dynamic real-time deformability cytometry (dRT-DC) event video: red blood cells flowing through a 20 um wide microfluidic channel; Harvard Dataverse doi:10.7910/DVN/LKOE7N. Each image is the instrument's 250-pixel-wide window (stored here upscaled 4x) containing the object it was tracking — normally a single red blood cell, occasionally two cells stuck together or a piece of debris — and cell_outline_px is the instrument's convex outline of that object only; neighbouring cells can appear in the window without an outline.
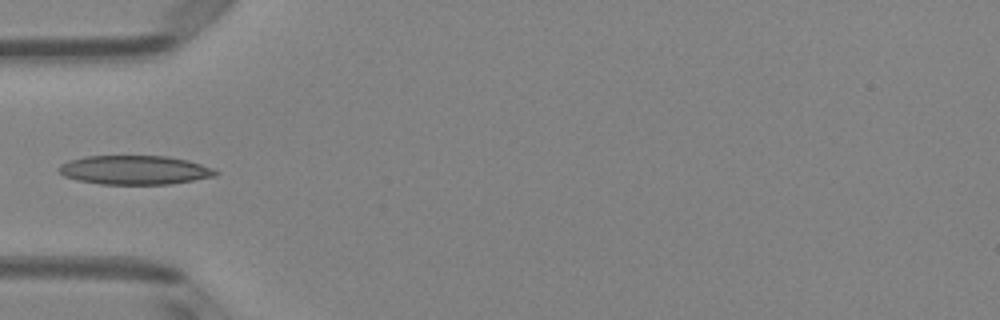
{"species": "Egyptian fruit bat (a non-hibernating species)", "species_latin": "Rousettus aegyptiacus", "temperature_condition": "room temperature", "stored_images_in_passage": 4, "camera_frame_rate_fps": 3000, "um_per_image_px": 0.085, "animal": {"sex": "female"}, "frame": {"image": 1, "passage_image": 4, "time_ms": 1.0, "image_size_px": [1000, 320], "cell_outline_px": [[220, 172], [216, 176], [168, 184], [100, 184], [76, 180], [64, 176], [56, 168], [60, 164], [68, 160], [84, 156], [168, 156], [188, 160], [212, 168]], "centroid_in_image_um": [11.41, 14.44], "position_along_channel_um": 73.6, "area_um2": 26.59}}